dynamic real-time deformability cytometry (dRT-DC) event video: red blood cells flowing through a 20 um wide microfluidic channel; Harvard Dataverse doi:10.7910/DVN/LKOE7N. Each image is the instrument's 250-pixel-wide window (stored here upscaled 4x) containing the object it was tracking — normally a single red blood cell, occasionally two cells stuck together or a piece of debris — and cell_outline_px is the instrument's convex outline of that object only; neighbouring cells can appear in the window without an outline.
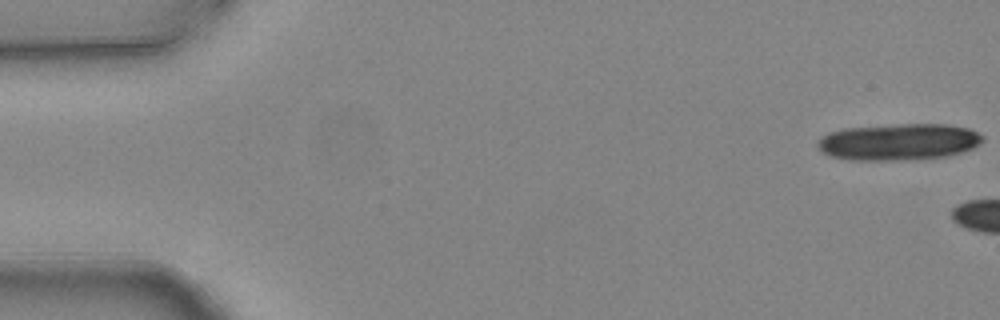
{"species": "common noctule bat (a hibernating species)", "species_latin": "Nyctalus noctula", "temperature_condition": "warm", "stored_images_in_passage": 3, "camera_frame_rate_fps": 3000, "um_per_image_px": 0.085, "animal": {"sex": "female", "body_mass_g": 24.6, "forearm_length_mm": 56.2}, "frame": {"image": 1, "passage_image": 1, "time_ms": 0.0, "image_size_px": [1000, 320], "cell_outline_px": [[984, 140], [980, 144], [972, 148], [948, 156], [904, 160], [852, 160], [828, 156], [820, 152], [816, 148], [816, 140], [820, 136], [828, 132], [840, 128], [900, 124], [948, 124], [968, 128], [984, 136]], "centroid_in_image_um": [76.31, 12.06], "position_along_channel_um": 8.7, "area_um2": 35.78}}